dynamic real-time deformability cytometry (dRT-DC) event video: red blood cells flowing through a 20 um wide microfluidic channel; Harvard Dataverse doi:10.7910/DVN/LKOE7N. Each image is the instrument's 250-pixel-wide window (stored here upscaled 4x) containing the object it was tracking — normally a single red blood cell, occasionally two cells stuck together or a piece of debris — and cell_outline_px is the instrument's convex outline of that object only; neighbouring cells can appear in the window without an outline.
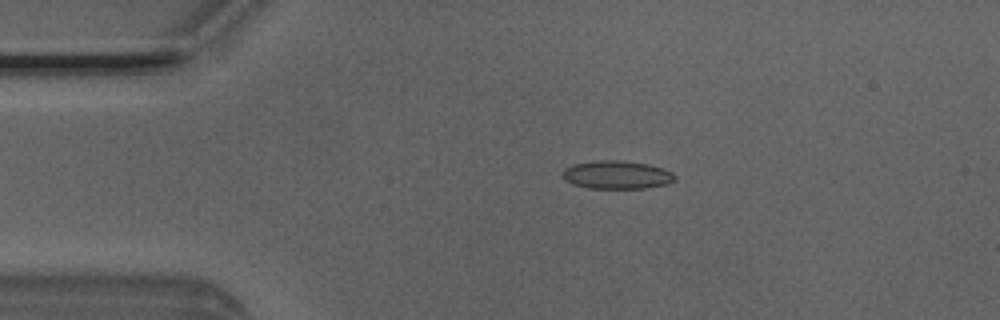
{"species": "Egyptian fruit bat (a non-hibernating species)", "species_latin": "Rousettus aegyptiacus", "temperature_condition": "room temperature", "stored_images_in_passage": 3, "camera_frame_rate_fps": 3000, "um_per_image_px": 0.085, "animal": {"sex": "male"}, "frame": {"image": 1, "passage_image": 2, "time_ms": 0.333, "image_size_px": [1000, 320], "cell_outline_px": [[676, 180], [668, 184], [644, 188], [588, 188], [572, 184], [564, 180], [560, 172], [564, 168], [572, 164], [600, 160], [616, 160], [648, 164], [672, 172], [676, 176]], "centroid_in_image_um": [52.39, 14.86], "position_along_channel_um": 32.6, "area_um2": 18.55}}